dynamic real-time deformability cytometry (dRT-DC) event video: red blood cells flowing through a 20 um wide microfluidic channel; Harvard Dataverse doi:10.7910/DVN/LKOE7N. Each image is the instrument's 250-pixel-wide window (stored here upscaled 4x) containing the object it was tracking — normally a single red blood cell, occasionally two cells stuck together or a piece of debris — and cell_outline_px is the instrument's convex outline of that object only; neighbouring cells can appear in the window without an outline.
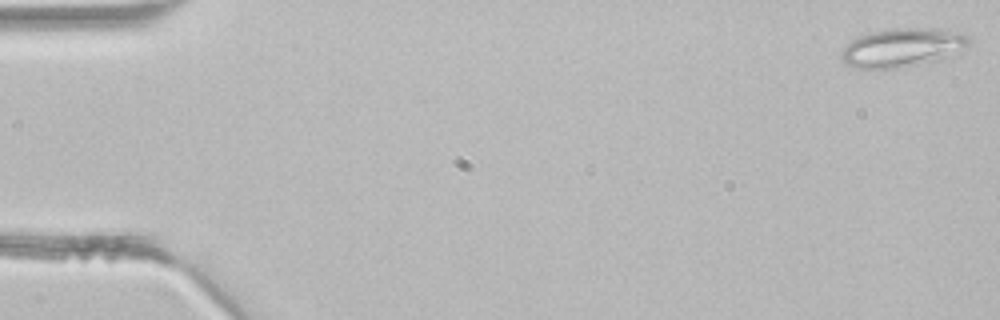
{"species": "common noctule bat (a hibernating species)", "species_latin": "Nyctalus noctula", "temperature_condition": "room temperature", "stored_images_in_passage": 44, "segment_of_instrument_passage": [1, 2], "camera_frame_rate_fps": 3000, "um_per_image_px": 0.085, "animal": {"sex": "male", "body_mass_g": 21.5, "forearm_length_mm": 52.0}, "frame": {"image": 1, "passage_image": 1, "time_ms": 0.0, "image_size_px": [1000, 320], "cell_outline_px": [[972, 40], [968, 44], [952, 56], [936, 60], [900, 68], [856, 68], [844, 64], [840, 56], [840, 52], [852, 40], [868, 32], [888, 28], [948, 28], [968, 36]], "centroid_in_image_um": [76.71, 4.03], "position_along_channel_um": 8.3, "area_um2": 29.07}}
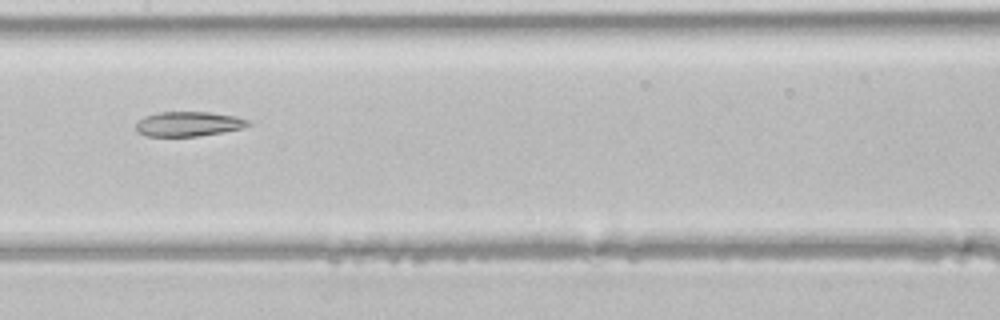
{"frame": {"image": 2, "passage_image": 22, "time_ms": 7.0, "image_size_px": [1000, 320], "cell_outline_px": [[252, 124], [244, 128], [224, 132], [196, 136], [148, 136], [140, 132], [136, 128], [136, 124], [144, 116], [160, 112], [208, 112], [236, 116], [248, 120]], "centroid_in_image_um": [16.07, 10.53], "position_along_channel_um": 191.3, "area_um2": 16.07}}
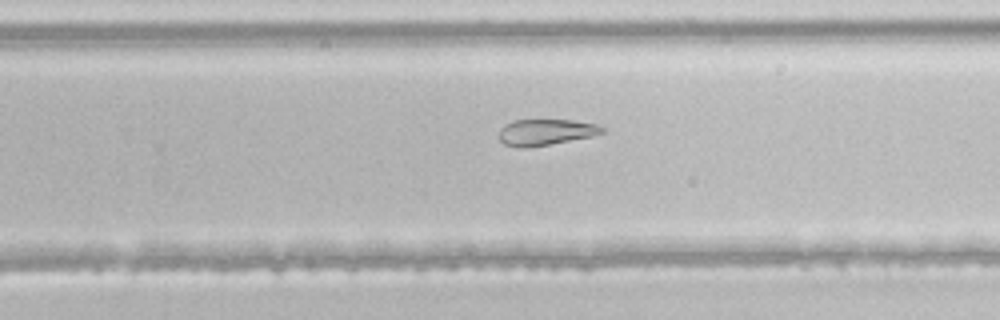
{"frame": {"image": 3, "passage_image": 28, "time_ms": 9.0, "image_size_px": [1000, 320], "cell_outline_px": [[604, 132], [592, 136], [528, 148], [520, 148], [504, 144], [500, 140], [500, 128], [504, 124], [512, 120], [572, 120], [596, 124], [604, 128]], "centroid_in_image_um": [46.35, 11.23], "position_along_channel_um": 283.4, "area_um2": 15.66}}